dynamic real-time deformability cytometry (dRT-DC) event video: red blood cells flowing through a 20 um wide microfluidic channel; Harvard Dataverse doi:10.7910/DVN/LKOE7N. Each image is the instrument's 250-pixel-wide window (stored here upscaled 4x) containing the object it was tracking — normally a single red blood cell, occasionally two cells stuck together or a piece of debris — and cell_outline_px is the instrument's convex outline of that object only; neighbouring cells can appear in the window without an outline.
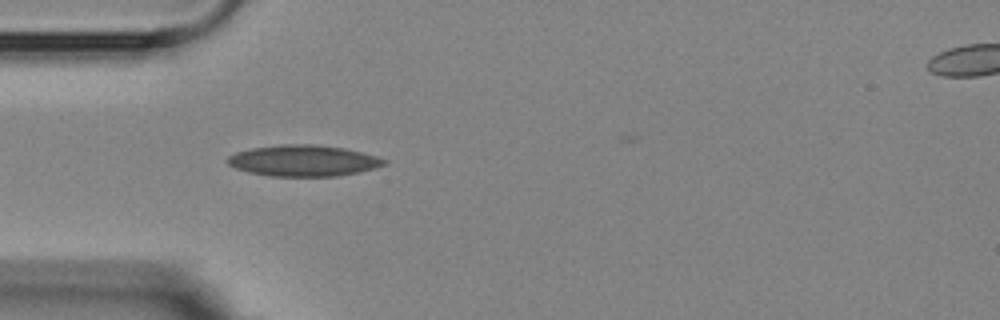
{"species": "Egyptian fruit bat (a non-hibernating species)", "species_latin": "Rousettus aegyptiacus", "temperature_condition": "room temperature", "stored_images_in_passage": 6, "segment_of_instrument_passage": [1, 2], "camera_frame_rate_fps": 3000, "um_per_image_px": 0.085, "animal": {"sex": "female"}, "frame": {"image": 1, "passage_image": 5, "time_ms": 6.0, "image_size_px": [1000, 320], "cell_outline_px": [[388, 164], [356, 172], [336, 176], [272, 176], [248, 172], [236, 168], [228, 164], [224, 160], [228, 156], [236, 152], [252, 148], [280, 144], [312, 144], [344, 148], [376, 156], [388, 160]], "centroid_in_image_um": [25.75, 13.65], "position_along_channel_um": 59.2, "area_um2": 28.32}}